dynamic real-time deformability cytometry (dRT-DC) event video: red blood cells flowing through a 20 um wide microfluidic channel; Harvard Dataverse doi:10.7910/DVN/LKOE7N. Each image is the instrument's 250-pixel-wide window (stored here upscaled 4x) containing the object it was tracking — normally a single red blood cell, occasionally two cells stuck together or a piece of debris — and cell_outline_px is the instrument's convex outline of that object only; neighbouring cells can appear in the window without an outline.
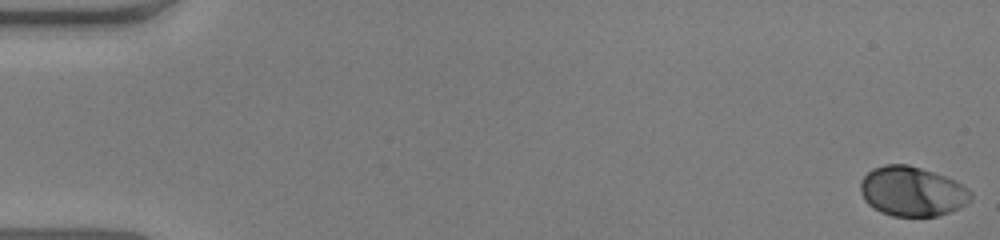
{"species": "human", "species_latin": "Homo sapiens", "temperature_condition": "warm", "stored_images_in_passage": 54, "camera_frame_rate_fps": 3000, "um_per_image_px": 0.085, "donor": {"sex": "male"}, "frame": {"image": 1, "passage_image": 1, "time_ms": 0.0, "image_size_px": [1000, 240], "cell_outline_px": [[972, 200], [960, 208], [936, 216], [892, 216], [880, 212], [872, 208], [864, 200], [860, 192], [860, 180], [872, 168], [884, 164], [908, 164], [944, 176], [968, 188], [972, 192]], "centroid_in_image_um": [77.5, 16.27], "position_along_channel_um": 7.5, "area_um2": 32.08}}
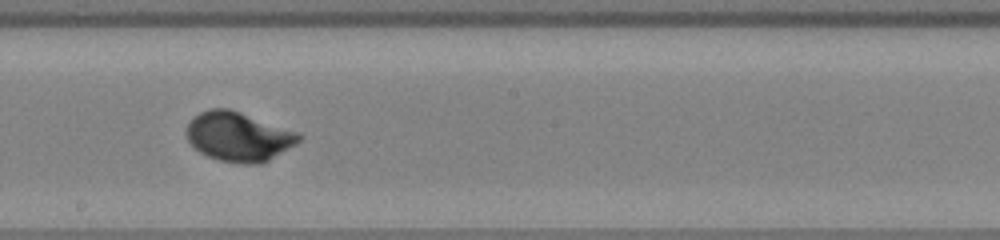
{"frame": {"image": 2, "passage_image": 31, "time_ms": 10.0, "image_size_px": [1000, 240], "cell_outline_px": [[304, 136], [296, 144], [268, 160], [260, 164], [240, 164], [220, 160], [208, 156], [200, 152], [188, 140], [184, 132], [188, 124], [200, 112], [208, 108], [228, 108], [300, 132]], "centroid_in_image_um": [20.29, 11.61], "position_along_channel_um": 227.9, "area_um2": 32.31}}
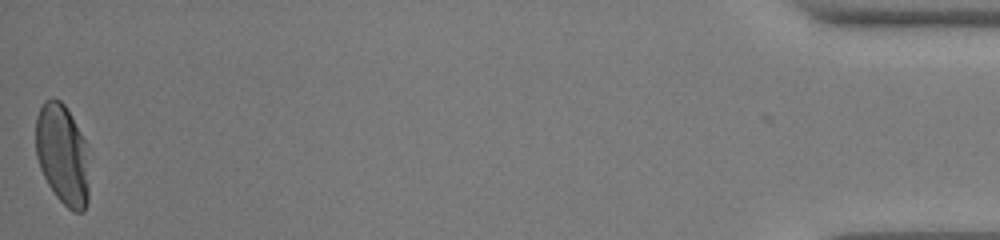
{"frame": {"image": 3, "passage_image": 54, "time_ms": 17.667, "image_size_px": [1000, 240], "cell_outline_px": [[88, 200], [84, 212], [72, 212], [56, 196], [48, 184], [40, 168], [36, 156], [36, 116], [44, 100], [52, 96], [60, 100], [64, 104], [88, 144]], "centroid_in_image_um": [5.32, 13.12], "position_along_channel_um": 429.9, "area_um2": 31.73}, "authors_computed_cell_mechanics": {"area_um2": 31.3565, "velocity_mm_per_s": 3.8707, "shape_relaxation_time_tau1_ms": 2.3404, "shape_relaxation_time_tau2_ms": null, "deformation_change_tau1": 0.1312, "deformation_change_tau2": null}}